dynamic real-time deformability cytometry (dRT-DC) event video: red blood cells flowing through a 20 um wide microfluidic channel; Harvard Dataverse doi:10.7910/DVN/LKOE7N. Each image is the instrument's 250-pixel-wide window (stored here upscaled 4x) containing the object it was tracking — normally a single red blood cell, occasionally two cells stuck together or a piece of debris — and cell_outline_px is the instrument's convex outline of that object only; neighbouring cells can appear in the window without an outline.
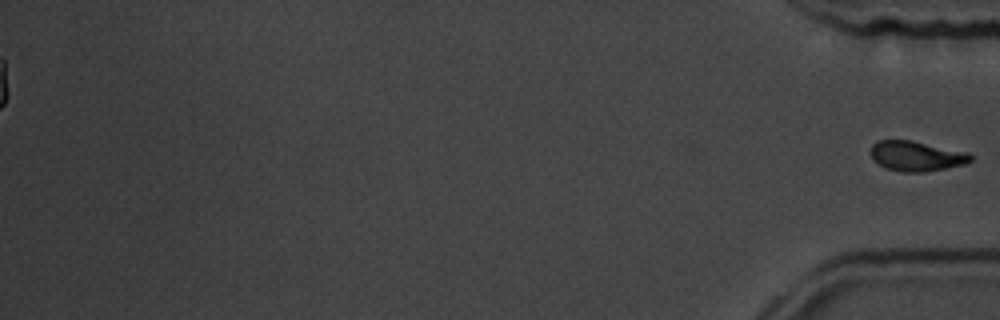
{"species": "common noctule bat (a hibernating species)", "species_latin": "Nyctalus noctula", "temperature_condition": "room temperature", "stored_images_in_passage": 44, "camera_frame_rate_fps": 3000, "um_per_image_px": 0.085, "animal": {"sex": "male", "body_mass_g": 19.5, "forearm_length_mm": 54.6}, "frame": {"image": 1, "passage_image": 44, "time_ms": 14.333, "image_size_px": [1000, 320], "cell_outline_px": [[972, 160], [964, 164], [948, 168], [924, 172], [900, 172], [884, 168], [872, 160], [872, 144], [876, 140], [912, 140], [968, 152], [972, 156]], "centroid_in_image_um": [77.88, 13.27], "position_along_channel_um": 357.3, "area_um2": 17.69}}